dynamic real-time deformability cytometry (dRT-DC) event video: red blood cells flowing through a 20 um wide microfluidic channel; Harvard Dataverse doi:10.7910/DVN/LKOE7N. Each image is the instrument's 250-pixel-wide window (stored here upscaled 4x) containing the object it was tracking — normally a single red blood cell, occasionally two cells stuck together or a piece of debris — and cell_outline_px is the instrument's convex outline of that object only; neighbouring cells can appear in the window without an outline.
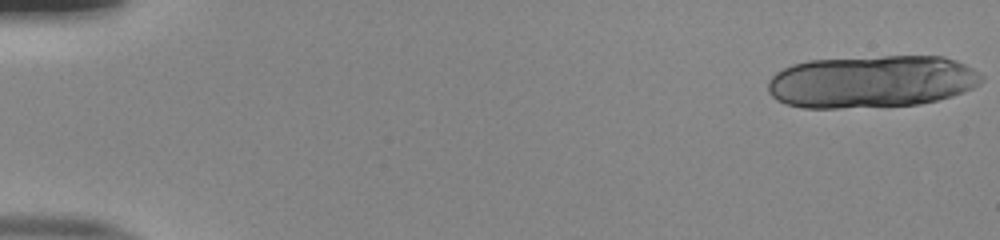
{"species": "human", "species_latin": "Homo sapiens", "temperature_condition": "room temperature", "stored_images_in_passage": 18, "camera_frame_rate_fps": 3000, "um_per_image_px": 0.085, "donor": {"sex": "male"}, "frame": {"image": 1, "passage_image": 1, "time_ms": 0.0, "image_size_px": [1000, 240], "cell_outline_px": [[984, 80], [980, 84], [964, 92], [952, 96], [920, 104], [840, 108], [800, 108], [776, 100], [768, 92], [768, 80], [776, 72], [792, 64], [808, 60], [884, 56], [944, 56], [956, 60], [972, 68], [984, 76]], "centroid_in_image_um": [74.08, 6.93], "position_along_channel_um": 10.9, "area_um2": 65.66}}